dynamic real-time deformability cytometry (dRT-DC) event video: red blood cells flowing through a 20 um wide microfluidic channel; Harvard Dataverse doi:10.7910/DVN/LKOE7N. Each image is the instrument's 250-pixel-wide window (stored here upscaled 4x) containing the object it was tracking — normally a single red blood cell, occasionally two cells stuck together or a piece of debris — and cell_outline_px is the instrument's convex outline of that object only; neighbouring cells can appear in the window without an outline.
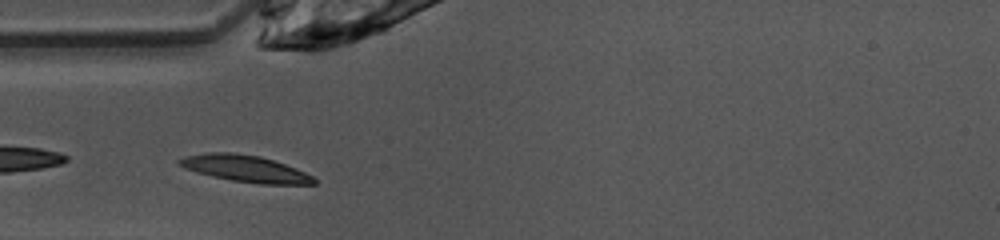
{"species": "common noctule bat (a hibernating species)", "species_latin": "Nyctalus noctula", "temperature_condition": "warm", "stored_images_in_passage": 4, "camera_frame_rate_fps": 3000, "um_per_image_px": 0.085, "animal": {"sex": "female", "body_mass_g": 10.0, "forearm_length_mm": 53.1}, "frame": {"image": 1, "passage_image": 1, "time_ms": 0.0, "image_size_px": [1000, 240], "cell_outline_px": [[316, 184], [260, 184], [232, 180], [212, 176], [196, 172], [184, 168], [176, 164], [176, 160], [184, 156], [208, 152], [232, 152], [260, 156], [296, 168], [312, 176], [316, 180]], "centroid_in_image_um": [20.79, 14.32], "position_along_channel_um": 64.2, "area_um2": 20.92}}